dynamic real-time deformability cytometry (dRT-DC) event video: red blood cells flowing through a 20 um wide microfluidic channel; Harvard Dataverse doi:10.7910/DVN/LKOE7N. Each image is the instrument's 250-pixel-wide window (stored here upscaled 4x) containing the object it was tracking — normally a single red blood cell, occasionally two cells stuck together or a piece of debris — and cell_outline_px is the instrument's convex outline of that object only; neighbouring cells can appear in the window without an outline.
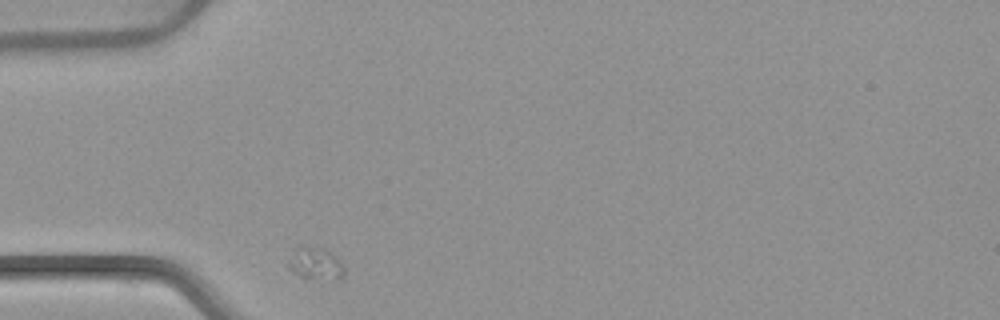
{"species": "common noctule bat (a hibernating species)", "species_latin": "Nyctalus noctula", "temperature_condition": "warm", "stored_images_in_passage": 4, "camera_frame_rate_fps": 3000, "um_per_image_px": 0.085, "animal": {"sex": "female", "body_mass_g": 22.7, "forearm_length_mm": 54.2}, "frame": {"image": 1, "passage_image": 1, "time_ms": 0.0, "image_size_px": [1000, 320], "cell_outline_px": [[344, 280], [340, 280], [300, 276], [292, 272], [288, 268], [288, 260], [296, 244], [300, 244], [320, 248], [328, 252], [344, 268]], "centroid_in_image_um": [26.75, 22.39], "position_along_channel_um": 58.3, "area_um2": 10.4}}